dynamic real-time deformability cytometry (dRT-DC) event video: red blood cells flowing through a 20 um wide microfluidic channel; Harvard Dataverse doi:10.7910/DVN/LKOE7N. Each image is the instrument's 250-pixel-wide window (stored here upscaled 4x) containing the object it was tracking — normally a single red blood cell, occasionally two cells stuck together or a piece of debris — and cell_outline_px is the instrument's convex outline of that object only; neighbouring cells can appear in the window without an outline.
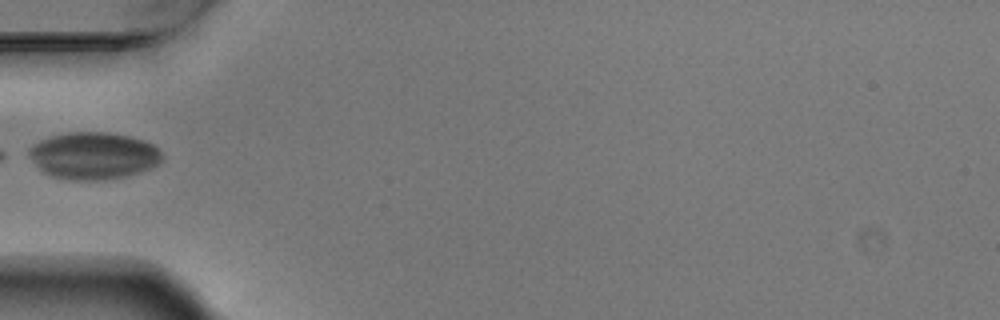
{"species": "Egyptian fruit bat (a non-hibernating species)", "species_latin": "Rousettus aegyptiacus", "temperature_condition": "warm", "stored_images_in_passage": 6, "camera_frame_rate_fps": 3000, "um_per_image_px": 0.085, "animal": {"sex": "male"}, "frame": {"image": 1, "passage_image": 5, "time_ms": 1.333, "image_size_px": [1000, 320], "cell_outline_px": [[164, 160], [152, 168], [128, 176], [104, 180], [72, 180], [52, 176], [44, 172], [36, 164], [28, 152], [28, 148], [40, 140], [52, 136], [68, 132], [108, 132], [128, 136], [144, 140], [152, 144], [164, 156]], "centroid_in_image_um": [7.99, 13.24], "position_along_channel_um": 77.0, "area_um2": 36.53}}
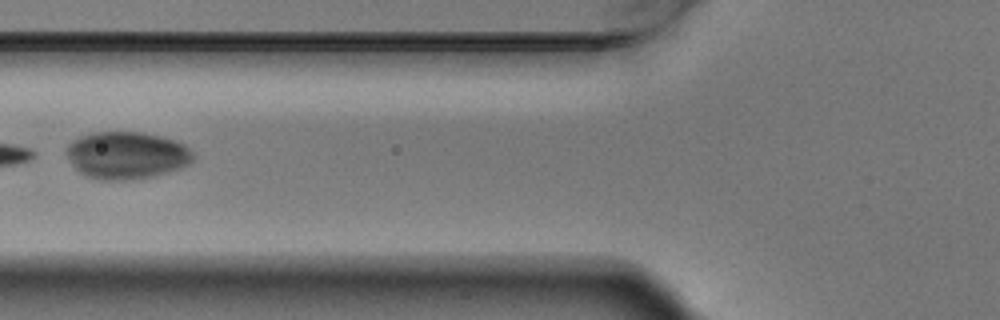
{"frame": {"image": 2, "passage_image": 6, "time_ms": 1.667, "image_size_px": [1000, 320], "cell_outline_px": [[196, 156], [188, 164], [180, 168], [168, 172], [152, 176], [132, 180], [100, 180], [84, 176], [72, 164], [68, 156], [68, 144], [72, 140], [80, 136], [92, 132], [140, 132], [160, 136], [176, 140], [184, 144]], "centroid_in_image_um": [10.77, 13.2], "position_along_channel_um": 115.0, "area_um2": 34.97}}